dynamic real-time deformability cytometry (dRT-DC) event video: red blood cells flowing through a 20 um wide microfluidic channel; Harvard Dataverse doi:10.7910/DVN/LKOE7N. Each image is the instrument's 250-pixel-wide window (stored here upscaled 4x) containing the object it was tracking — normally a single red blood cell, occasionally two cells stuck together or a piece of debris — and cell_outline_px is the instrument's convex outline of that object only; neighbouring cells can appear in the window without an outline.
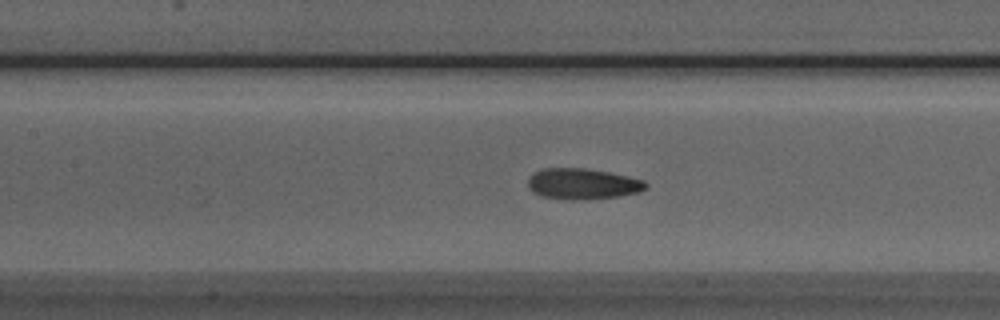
{"species": "Egyptian fruit bat (a non-hibernating species)", "species_latin": "Rousettus aegyptiacus", "temperature_condition": "room temperature", "stored_images_in_passage": 39, "camera_frame_rate_fps": 3000, "um_per_image_px": 0.085, "animal": {"sex": "male"}, "frame": {"image": 1, "passage_image": 9, "time_ms": 2.667, "image_size_px": [1000, 320], "cell_outline_px": [[648, 188], [640, 192], [620, 196], [576, 200], [564, 200], [540, 196], [532, 192], [528, 188], [528, 176], [544, 168], [584, 168], [608, 172], [628, 176], [644, 180], [648, 184]], "centroid_in_image_um": [49.51, 15.64], "position_along_channel_um": 157.9, "area_um2": 21.44}}
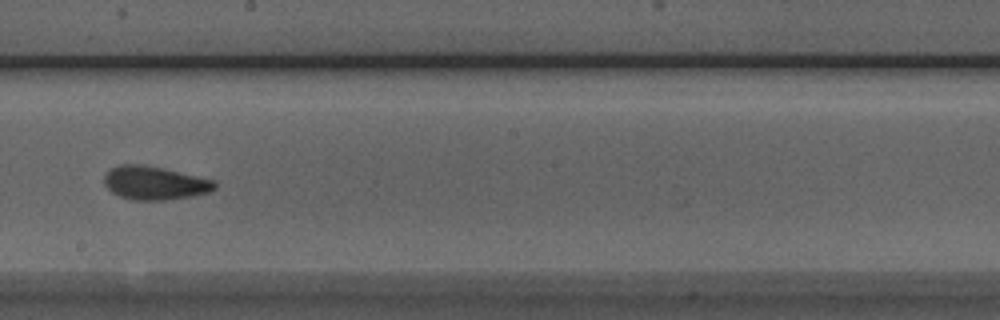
{"frame": {"image": 2, "passage_image": 15, "time_ms": 4.667, "image_size_px": [1000, 320], "cell_outline_px": [[216, 188], [208, 192], [192, 196], [164, 200], [136, 200], [120, 196], [112, 192], [104, 184], [104, 176], [112, 168], [120, 164], [136, 164], [160, 168], [216, 180]], "centroid_in_image_um": [13.15, 15.56], "position_along_channel_um": 235.0, "area_um2": 21.21}}
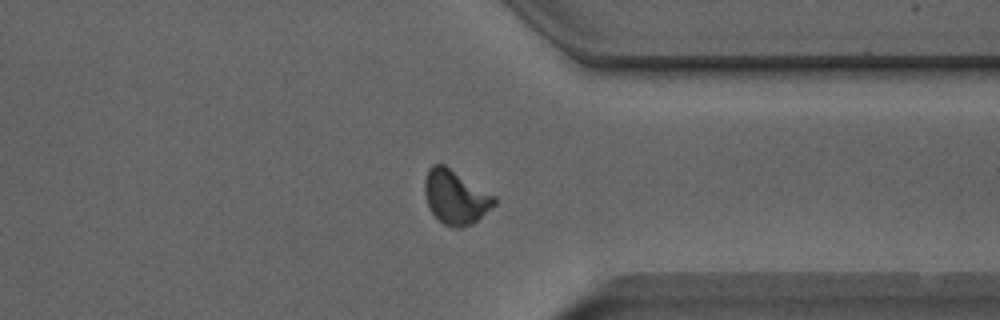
{"frame": {"image": 3, "passage_image": 26, "time_ms": 8.333, "image_size_px": [1000, 320], "cell_outline_px": [[496, 204], [492, 208], [472, 224], [460, 228], [452, 228], [444, 224], [432, 212], [428, 204], [424, 192], [424, 180], [428, 168], [432, 164], [444, 164], [496, 196]], "centroid_in_image_um": [38.73, 16.74], "position_along_channel_um": 372.7, "area_um2": 21.96}, "authors_computed_cell_mechanics": {"area_um2": 21.1548, "velocity_mm_per_s": 3.8651, "shape_relaxation_time_tau1_ms": 3.4812, "shape_relaxation_time_tau2_ms": 2.203, "deformation_change_tau1": 0.1167, "deformation_change_tau2": 0.0878}}